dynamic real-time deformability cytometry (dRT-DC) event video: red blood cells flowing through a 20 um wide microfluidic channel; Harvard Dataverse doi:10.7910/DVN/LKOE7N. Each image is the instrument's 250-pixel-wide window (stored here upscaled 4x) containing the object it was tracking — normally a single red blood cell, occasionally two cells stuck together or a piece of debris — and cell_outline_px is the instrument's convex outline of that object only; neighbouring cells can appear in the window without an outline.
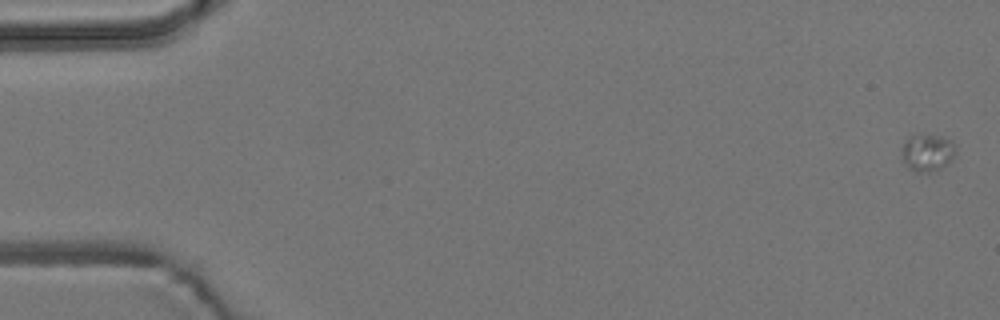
{"species": "common noctule bat (a hibernating species)", "species_latin": "Nyctalus noctula", "temperature_condition": "room temperature", "stored_images_in_passage": 7, "camera_frame_rate_fps": 3000, "um_per_image_px": 0.085, "animal": {"sex": "male", "body_mass_g": 19.2, "forearm_length_mm": 51.8}, "frame": {"image": 1, "passage_image": 1, "time_ms": 0.0, "image_size_px": [1000, 320], "cell_outline_px": [[956, 152], [952, 160], [948, 164], [940, 168], [928, 172], [916, 172], [908, 168], [904, 160], [900, 148], [908, 136], [940, 136], [952, 140]], "centroid_in_image_um": [78.83, 12.98], "position_along_channel_um": 6.2, "area_um2": 11.62}}